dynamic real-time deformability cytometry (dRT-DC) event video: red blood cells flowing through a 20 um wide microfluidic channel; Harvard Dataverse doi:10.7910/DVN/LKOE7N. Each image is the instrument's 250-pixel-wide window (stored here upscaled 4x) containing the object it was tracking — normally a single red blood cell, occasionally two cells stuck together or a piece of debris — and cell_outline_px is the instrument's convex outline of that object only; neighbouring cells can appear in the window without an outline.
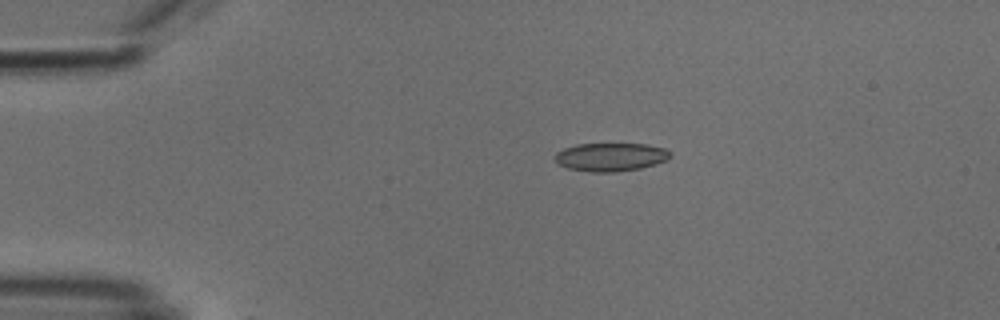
{"species": "common noctule bat (a hibernating species)", "species_latin": "Nyctalus noctula", "temperature_condition": "cold", "stored_images_in_passage": 5, "camera_frame_rate_fps": 3000, "um_per_image_px": 0.085, "animal": {"sex": "male", "body_mass_g": 18.8}, "frame": {"image": 1, "passage_image": 2, "time_ms": 2.0, "image_size_px": [1000, 320], "cell_outline_px": [[672, 156], [656, 164], [640, 168], [616, 172], [592, 172], [568, 168], [560, 164], [556, 160], [556, 152], [564, 148], [576, 144], [648, 144], [664, 148], [672, 152]], "centroid_in_image_um": [51.94, 13.34], "position_along_channel_um": 33.1, "area_um2": 18.96}}
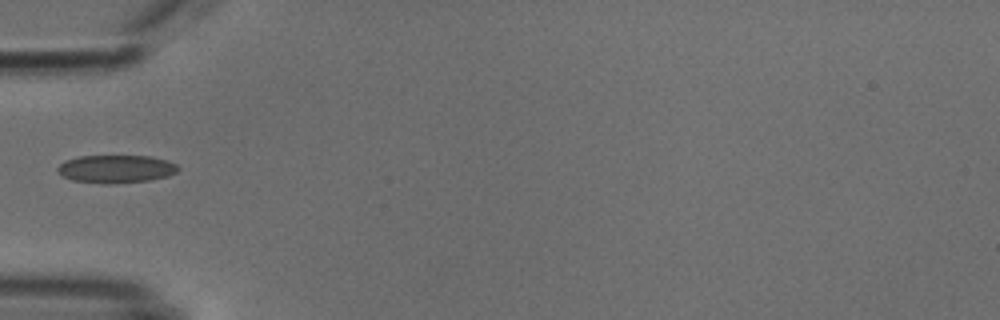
{"frame": {"image": 2, "passage_image": 4, "time_ms": 4.333, "image_size_px": [1000, 320], "cell_outline_px": [[180, 168], [176, 172], [168, 176], [148, 180], [108, 184], [104, 184], [72, 180], [56, 172], [56, 168], [64, 160], [80, 156], [148, 156], [168, 160], [176, 164]], "centroid_in_image_um": [9.84, 14.35], "position_along_channel_um": 75.2, "area_um2": 19.65}}
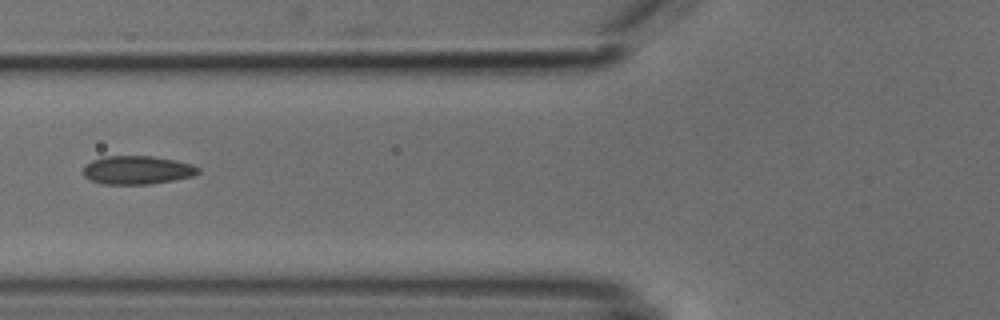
{"frame": {"image": 3, "passage_image": 5, "time_ms": 5.333, "image_size_px": [1000, 320], "cell_outline_px": [[200, 172], [192, 176], [172, 180], [148, 184], [104, 184], [92, 180], [84, 176], [80, 172], [84, 164], [92, 160], [104, 156], [152, 156], [176, 160], [192, 164], [200, 168]], "centroid_in_image_um": [11.62, 14.44], "position_along_channel_um": 114.2, "area_um2": 19.19}}